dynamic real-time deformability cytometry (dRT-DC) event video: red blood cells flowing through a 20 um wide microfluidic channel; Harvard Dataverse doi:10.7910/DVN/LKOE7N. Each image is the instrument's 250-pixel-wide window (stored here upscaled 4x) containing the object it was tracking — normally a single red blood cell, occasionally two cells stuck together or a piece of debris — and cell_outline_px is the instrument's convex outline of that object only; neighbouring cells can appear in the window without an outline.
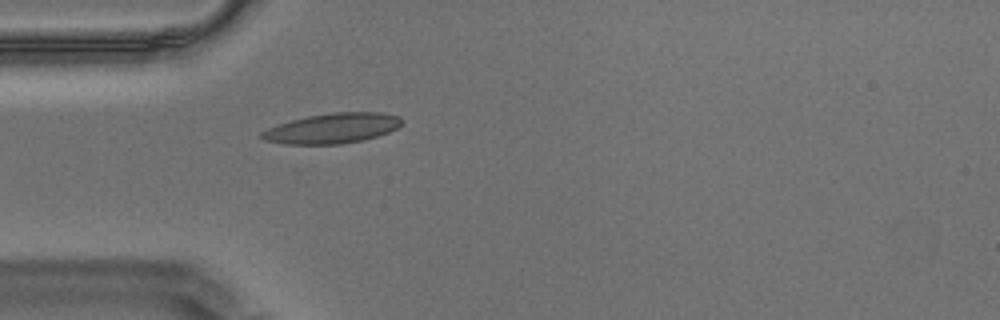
{"species": "Egyptian fruit bat (a non-hibernating species)", "species_latin": "Rousettus aegyptiacus", "temperature_condition": "warm", "stored_images_in_passage": 30, "camera_frame_rate_fps": 3000, "um_per_image_px": 0.085, "animal": {"sex": "male"}, "frame": {"image": 1, "passage_image": 1, "time_ms": 0.0, "image_size_px": [1000, 320], "cell_outline_px": [[404, 120], [396, 128], [388, 132], [364, 140], [340, 144], [284, 144], [264, 140], [260, 136], [260, 132], [276, 124], [308, 116], [332, 112], [380, 112], [400, 116]], "centroid_in_image_um": [28.23, 10.9], "position_along_channel_um": 56.8, "area_um2": 24.62}}
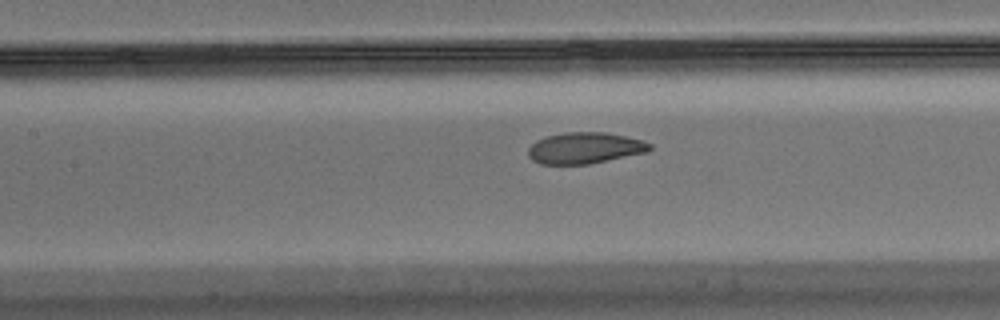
{"frame": {"image": 2, "passage_image": 10, "time_ms": 3.0, "image_size_px": [1000, 320], "cell_outline_px": [[652, 148], [648, 152], [588, 164], [540, 164], [532, 160], [528, 156], [528, 148], [536, 140], [548, 136], [564, 132], [604, 132], [644, 140], [652, 144]], "centroid_in_image_um": [49.72, 12.58], "position_along_channel_um": 157.7, "area_um2": 22.2}}
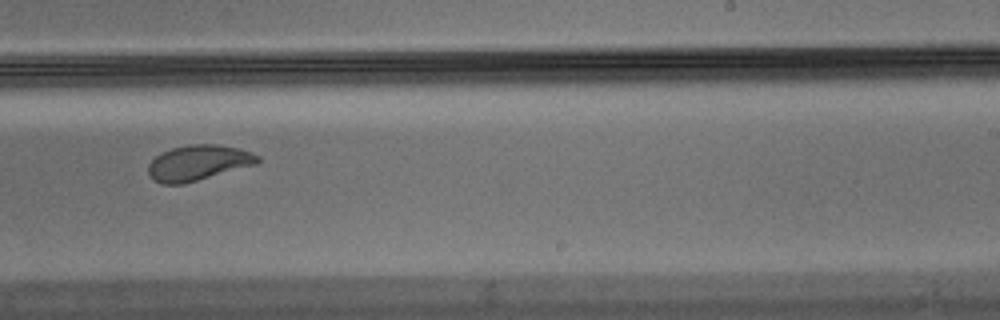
{"frame": {"image": 3, "passage_image": 20, "time_ms": 6.333, "image_size_px": [1000, 320], "cell_outline_px": [[260, 160], [256, 164], [184, 184], [160, 184], [152, 180], [148, 176], [148, 164], [156, 156], [172, 148], [188, 144], [216, 144], [236, 148], [252, 152], [260, 156]], "centroid_in_image_um": [16.82, 13.85], "position_along_channel_um": 272.2, "area_um2": 22.6}}